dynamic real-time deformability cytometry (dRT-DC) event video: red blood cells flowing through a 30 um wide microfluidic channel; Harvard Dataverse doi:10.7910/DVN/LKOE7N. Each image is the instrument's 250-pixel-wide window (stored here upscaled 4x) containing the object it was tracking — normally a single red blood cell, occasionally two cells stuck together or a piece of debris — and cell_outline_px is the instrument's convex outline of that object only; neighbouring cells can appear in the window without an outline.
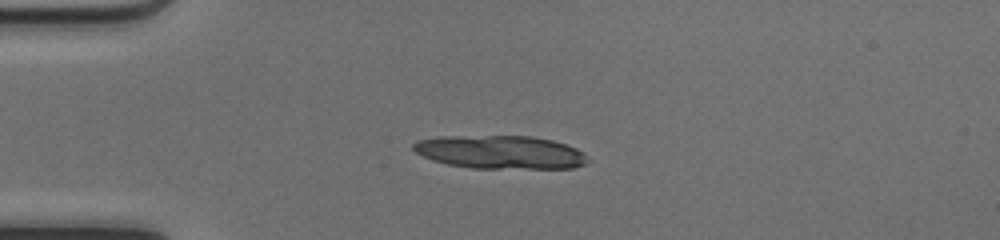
{"species": "common noctule bat (a hibernating species)", "species_latin": "Nyctalus noctula", "temperature_condition": "cold", "stored_images_in_passage": 36, "camera_frame_rate_fps": 3000, "um_per_image_px": 0.085, "animal": {"sex": "female", "body_mass_g": 17.0, "forearm_length_mm": 48.0}, "frame": {"image": 1, "passage_image": 11, "time_ms": 3.333, "image_size_px": [1000, 240], "cell_outline_px": [[588, 160], [584, 164], [572, 168], [472, 168], [448, 164], [432, 160], [416, 152], [412, 148], [412, 144], [416, 140], [436, 136], [532, 136], [552, 140], [576, 148], [584, 152]], "centroid_in_image_um": [42.5, 12.92], "position_along_channel_um": 42.5, "area_um2": 33.87}}